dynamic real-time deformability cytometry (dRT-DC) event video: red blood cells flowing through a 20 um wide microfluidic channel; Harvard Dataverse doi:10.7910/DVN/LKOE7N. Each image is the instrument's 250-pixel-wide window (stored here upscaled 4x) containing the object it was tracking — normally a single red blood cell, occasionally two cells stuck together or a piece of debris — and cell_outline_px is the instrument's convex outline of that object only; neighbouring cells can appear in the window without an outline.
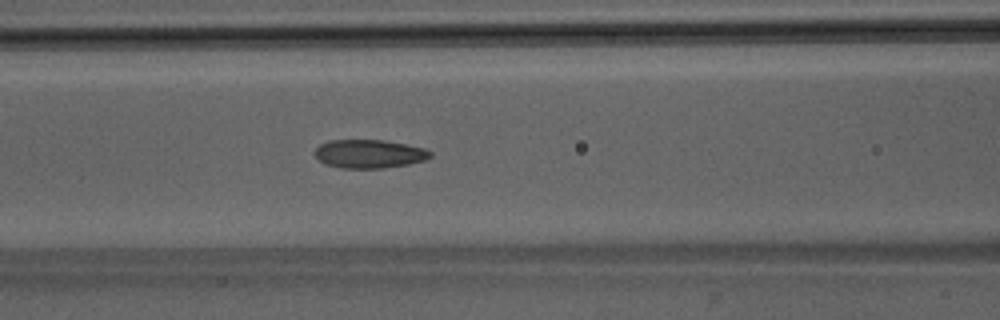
{"species": "Egyptian fruit bat (a non-hibernating species)", "species_latin": "Rousettus aegyptiacus", "temperature_condition": "room temperature", "stored_images_in_passage": 50, "camera_frame_rate_fps": 3000, "um_per_image_px": 0.085, "animal": {"sex": "male"}, "frame": {"image": 1, "passage_image": 21, "time_ms": 6.667, "image_size_px": [1000, 320], "cell_outline_px": [[432, 156], [424, 160], [408, 164], [384, 168], [340, 168], [324, 164], [316, 156], [316, 148], [320, 144], [328, 140], [384, 140], [424, 148], [432, 152]], "centroid_in_image_um": [31.38, 13.08], "position_along_channel_um": 135.2, "area_um2": 19.13}}
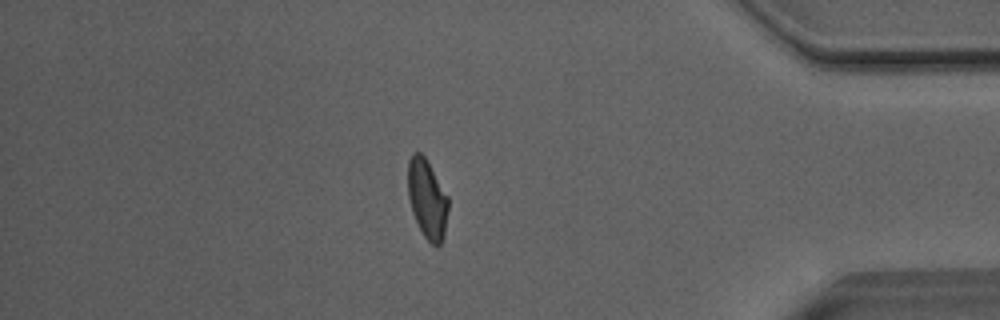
{"frame": {"image": 2, "passage_image": 43, "time_ms": 14.0, "image_size_px": [1000, 320], "cell_outline_px": [[448, 208], [444, 236], [440, 244], [436, 248], [424, 236], [412, 212], [408, 196], [408, 160], [412, 152], [420, 152], [424, 156], [448, 196]], "centroid_in_image_um": [36.3, 16.91], "position_along_channel_um": 398.9, "area_um2": 18.5}}
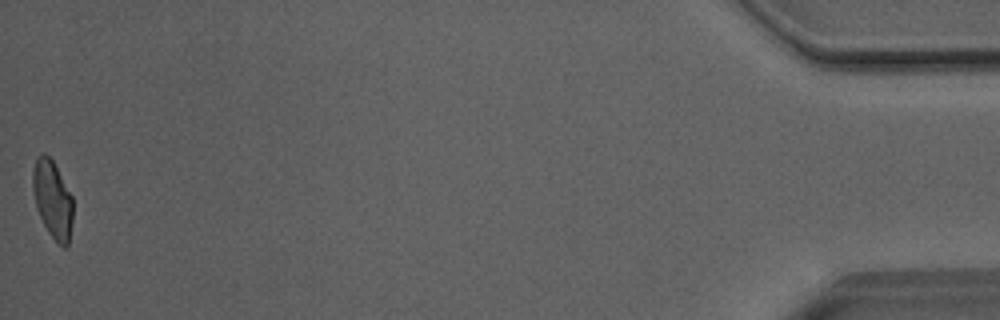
{"frame": {"image": 3, "passage_image": 50, "time_ms": 16.333, "image_size_px": [1000, 320], "cell_outline_px": [[72, 220], [68, 244], [64, 248], [48, 232], [40, 216], [36, 204], [32, 188], [32, 172], [36, 156], [44, 152], [52, 160], [72, 196]], "centroid_in_image_um": [4.45, 16.91], "position_along_channel_um": 430.8, "area_um2": 17.86}, "authors_computed_cell_mechanics": {"area_um2": 19.2763, "velocity_mm_per_s": 4.0732, "shape_relaxation_time_tau1_ms": 7.7571, "shape_relaxation_time_tau2_ms": 1.9721, "deformation_change_tau1": 0.1817, "deformation_change_tau2": 0.0823}}